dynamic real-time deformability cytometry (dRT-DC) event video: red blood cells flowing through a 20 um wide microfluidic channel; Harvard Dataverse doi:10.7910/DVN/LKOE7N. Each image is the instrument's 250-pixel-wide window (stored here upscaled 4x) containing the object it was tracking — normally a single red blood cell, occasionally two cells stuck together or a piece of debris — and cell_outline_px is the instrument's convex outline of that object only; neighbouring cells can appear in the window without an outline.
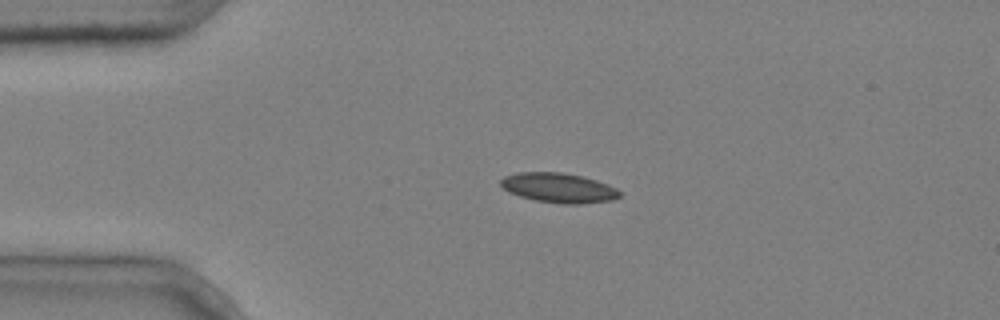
{"species": "common noctule bat (a hibernating species)", "species_latin": "Nyctalus noctula", "temperature_condition": "cold", "stored_images_in_passage": 5, "camera_frame_rate_fps": 3000, "um_per_image_px": 0.085, "animal": {"sex": "male", "body_mass_g": 20.4}, "frame": {"image": 1, "passage_image": 3, "time_ms": 0.667, "image_size_px": [1000, 320], "cell_outline_px": [[620, 196], [612, 200], [580, 204], [560, 204], [536, 200], [520, 196], [508, 192], [500, 184], [500, 180], [504, 176], [516, 172], [560, 172], [584, 176], [608, 184], [616, 188], [620, 192]], "centroid_in_image_um": [47.48, 15.96], "position_along_channel_um": 37.5, "area_um2": 20.69}}